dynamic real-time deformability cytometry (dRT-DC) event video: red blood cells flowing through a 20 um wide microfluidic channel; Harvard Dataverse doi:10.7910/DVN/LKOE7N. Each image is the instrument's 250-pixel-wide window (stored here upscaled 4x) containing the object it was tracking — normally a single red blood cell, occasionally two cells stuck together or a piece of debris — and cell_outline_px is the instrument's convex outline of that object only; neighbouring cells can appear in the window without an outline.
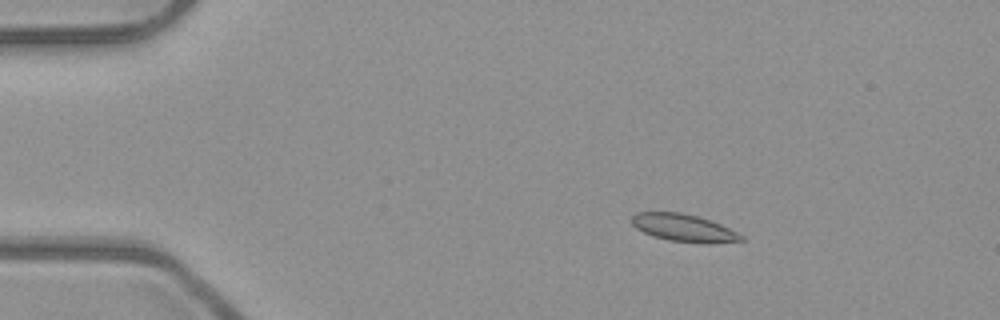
{"species": "common noctule bat (a hibernating species)", "species_latin": "Nyctalus noctula", "temperature_condition": "room temperature", "stored_images_in_passage": 3, "camera_frame_rate_fps": 3000, "um_per_image_px": 0.085, "animal": {"sex": "male", "body_mass_g": 23.1, "forearm_length_mm": 52.7}, "frame": {"image": 1, "passage_image": 1, "time_ms": 0.0, "image_size_px": [1000, 320], "cell_outline_px": [[744, 240], [708, 244], [668, 240], [652, 236], [636, 228], [632, 224], [632, 216], [636, 212], [680, 212], [696, 216], [720, 224], [744, 236]], "centroid_in_image_um": [58.1, 19.38], "position_along_channel_um": 26.9, "area_um2": 17.4}}